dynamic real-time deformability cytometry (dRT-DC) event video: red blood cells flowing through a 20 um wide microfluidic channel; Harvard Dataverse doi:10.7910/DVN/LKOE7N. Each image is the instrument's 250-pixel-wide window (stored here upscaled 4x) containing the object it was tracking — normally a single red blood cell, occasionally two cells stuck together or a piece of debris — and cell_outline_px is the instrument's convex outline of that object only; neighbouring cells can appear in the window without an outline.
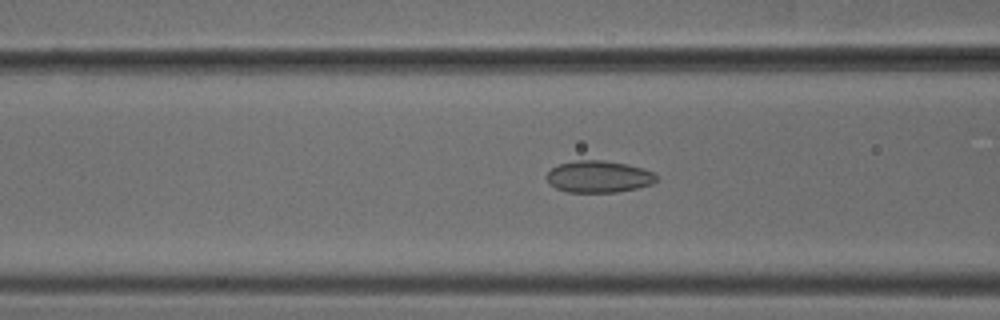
{"species": "common noctule bat (a hibernating species)", "species_latin": "Nyctalus noctula", "temperature_condition": "cold", "stored_images_in_passage": 52, "camera_frame_rate_fps": 3000, "um_per_image_px": 0.085, "animal": {"sex": "male", "body_mass_g": 18.8}, "frame": {"image": 1, "passage_image": 21, "time_ms": 6.667, "image_size_px": [1000, 320], "cell_outline_px": [[656, 180], [652, 184], [636, 188], [616, 192], [568, 192], [556, 188], [548, 184], [544, 176], [552, 168], [560, 164], [576, 160], [604, 160], [628, 164], [644, 168], [652, 172], [656, 176]], "centroid_in_image_um": [50.85, 15.01], "position_along_channel_um": 115.7, "area_um2": 20.46}}
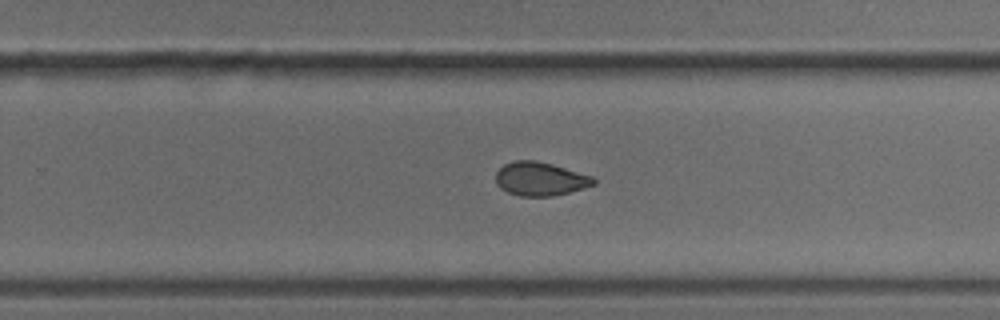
{"frame": {"image": 2, "passage_image": 34, "time_ms": 11.0, "image_size_px": [1000, 320], "cell_outline_px": [[596, 184], [584, 188], [552, 196], [520, 196], [508, 192], [500, 188], [496, 184], [496, 172], [504, 164], [512, 160], [536, 160], [552, 164], [592, 176], [596, 180]], "centroid_in_image_um": [45.9, 15.2], "position_along_channel_um": 283.9, "area_um2": 19.19}}
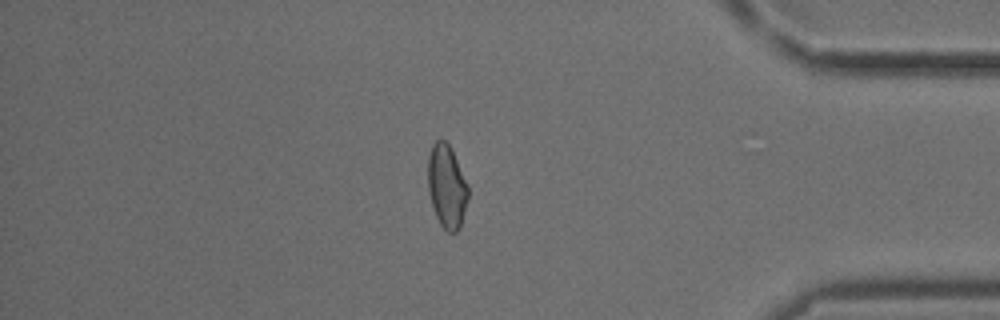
{"frame": {"image": 3, "passage_image": 45, "time_ms": 14.667, "image_size_px": [1000, 320], "cell_outline_px": [[468, 196], [460, 228], [456, 232], [448, 232], [440, 224], [436, 216], [428, 192], [428, 156], [432, 144], [436, 140], [444, 140], [452, 148], [468, 184]], "centroid_in_image_um": [37.97, 15.82], "position_along_channel_um": 397.2, "area_um2": 19.59}, "authors_computed_cell_mechanics": {"area_um2": 20.1722, "velocity_mm_per_s": 3.8829, "shape_relaxation_time_tau1_ms": null, "shape_relaxation_time_tau2_ms": 1.9343, "deformation_change_tau1": null, "deformation_change_tau2": 0.0632}}